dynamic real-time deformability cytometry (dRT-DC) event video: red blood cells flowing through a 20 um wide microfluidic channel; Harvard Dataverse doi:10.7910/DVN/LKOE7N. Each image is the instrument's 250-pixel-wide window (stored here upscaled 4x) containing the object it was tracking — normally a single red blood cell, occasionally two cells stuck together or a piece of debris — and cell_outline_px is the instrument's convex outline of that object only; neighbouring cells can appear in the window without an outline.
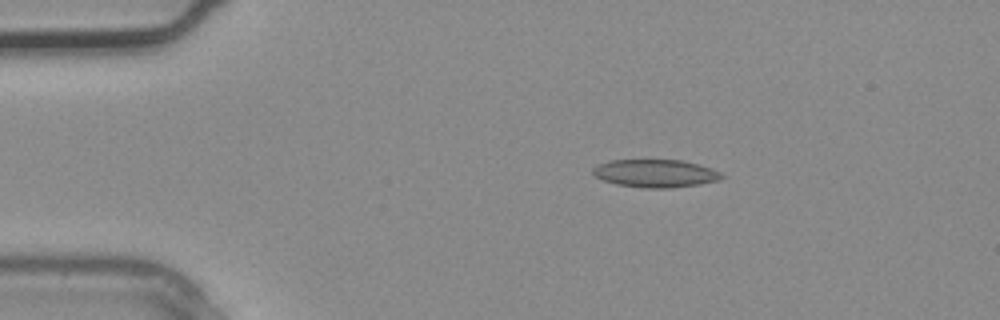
{"species": "common noctule bat (a hibernating species)", "species_latin": "Nyctalus noctula", "temperature_condition": "warm", "stored_images_in_passage": 2, "camera_frame_rate_fps": 3000, "um_per_image_px": 0.085, "animal": {"sex": "male", "body_mass_g": 20.4}, "frame": {"image": 1, "passage_image": 1, "time_ms": 0.0, "image_size_px": [1000, 320], "cell_outline_px": [[724, 176], [720, 180], [700, 184], [672, 188], [644, 188], [616, 184], [604, 180], [596, 176], [592, 172], [592, 168], [596, 164], [612, 160], [680, 160], [700, 164], [712, 168], [720, 172]], "centroid_in_image_um": [55.73, 14.73], "position_along_channel_um": 29.3, "area_um2": 21.04}}
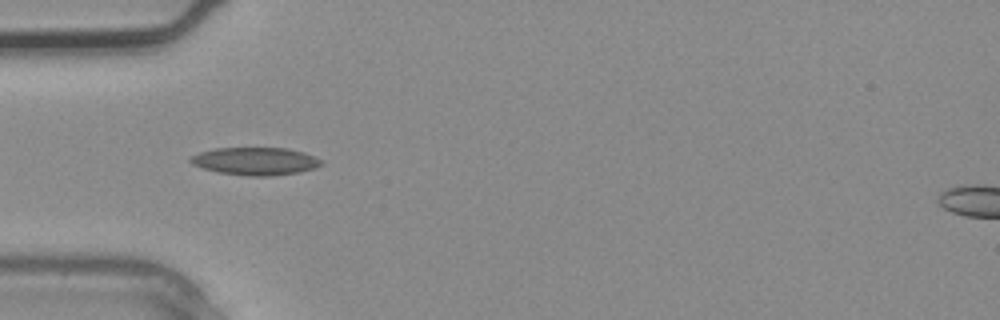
{"frame": {"image": 2, "passage_image": 2, "time_ms": 0.333, "image_size_px": [1000, 320], "cell_outline_px": [[324, 164], [316, 168], [296, 172], [268, 176], [252, 176], [216, 172], [192, 164], [188, 160], [192, 156], [200, 152], [216, 148], [288, 148], [304, 152], [324, 160]], "centroid_in_image_um": [21.74, 13.69], "position_along_channel_um": 63.3, "area_um2": 21.1}}